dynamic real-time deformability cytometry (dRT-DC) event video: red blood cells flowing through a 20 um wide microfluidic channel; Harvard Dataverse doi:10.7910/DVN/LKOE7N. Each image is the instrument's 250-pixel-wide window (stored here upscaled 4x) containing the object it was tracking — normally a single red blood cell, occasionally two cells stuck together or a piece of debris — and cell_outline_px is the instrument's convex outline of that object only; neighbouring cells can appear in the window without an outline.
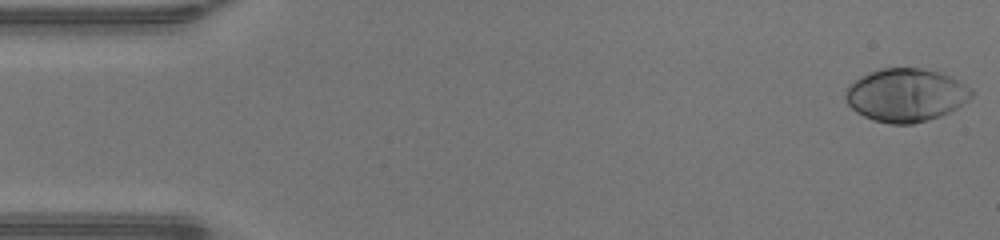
{"species": "human", "species_latin": "Homo sapiens", "temperature_condition": "warm", "stored_images_in_passage": 47, "camera_frame_rate_fps": 3000, "um_per_image_px": 0.085, "donor": {"sex": "male"}, "frame": {"image": 1, "passage_image": 1, "time_ms": 0.0, "image_size_px": [1000, 240], "cell_outline_px": [[976, 92], [968, 100], [956, 108], [940, 116], [928, 120], [912, 124], [892, 124], [872, 120], [856, 112], [848, 104], [844, 96], [844, 92], [848, 84], [860, 76], [880, 68], [924, 68], [940, 72], [952, 76], [972, 88]], "centroid_in_image_um": [77.0, 8.07], "position_along_channel_um": 8.0, "area_um2": 39.48}}
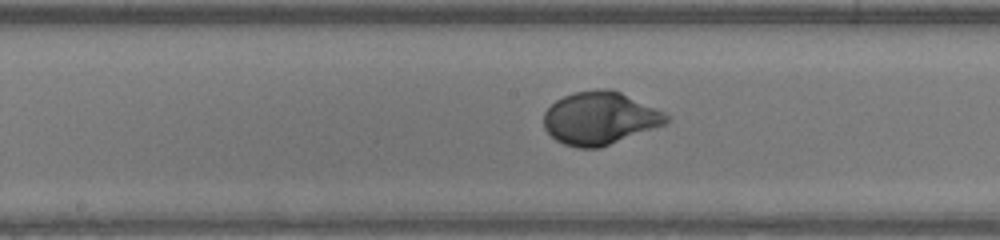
{"frame": {"image": 2, "passage_image": 24, "time_ms": 7.667, "image_size_px": [1000, 240], "cell_outline_px": [[668, 120], [664, 124], [600, 148], [580, 148], [564, 144], [556, 140], [544, 128], [544, 112], [556, 100], [564, 96], [576, 92], [600, 88], [608, 88], [620, 92], [664, 112], [668, 116]], "centroid_in_image_um": [50.95, 10.05], "position_along_channel_um": 197.2, "area_um2": 37.28}}
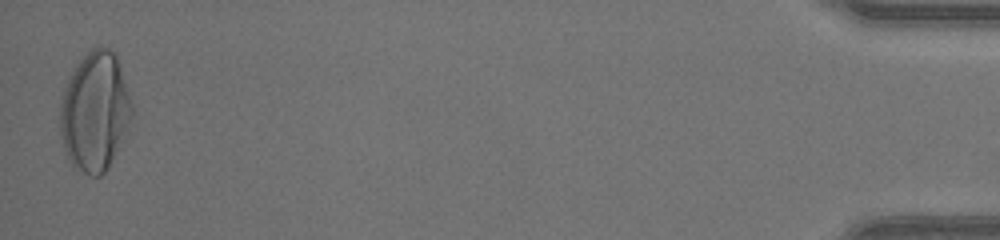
{"frame": {"image": 3, "passage_image": 47, "time_ms": 15.333, "image_size_px": [1000, 240], "cell_outline_px": [[132, 116], [104, 172], [100, 176], [92, 176], [76, 168], [72, 164], [64, 148], [60, 136], [60, 104], [64, 88], [76, 64], [92, 48], [100, 44], [108, 48], [116, 56], [132, 104]], "centroid_in_image_um": [8.02, 9.44], "position_along_channel_um": 427.2, "area_um2": 48.73}, "authors_computed_cell_mechanics": {"area_um2": 37.6856, "velocity_mm_per_s": 4.3136, "shape_relaxation_time_tau1_ms": 2.3755, "shape_relaxation_time_tau2_ms": null, "deformation_change_tau1": 0.1926, "deformation_change_tau2": null}}